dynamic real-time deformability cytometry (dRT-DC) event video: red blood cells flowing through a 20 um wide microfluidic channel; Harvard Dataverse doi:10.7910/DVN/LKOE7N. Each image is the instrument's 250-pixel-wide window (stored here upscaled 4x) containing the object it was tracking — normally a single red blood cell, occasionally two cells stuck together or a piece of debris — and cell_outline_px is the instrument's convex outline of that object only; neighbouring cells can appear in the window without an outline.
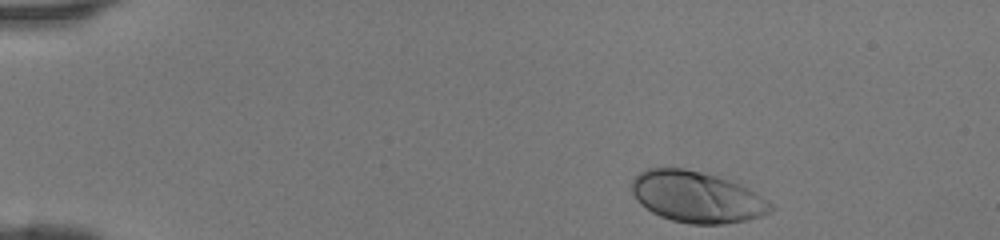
{"species": "human", "species_latin": "Homo sapiens", "temperature_condition": "room temperature", "stored_images_in_passage": 40, "camera_frame_rate_fps": 3000, "um_per_image_px": 0.085, "donor": {"sex": "female"}, "frame": {"image": 1, "passage_image": 1, "time_ms": 0.0, "image_size_px": [1000, 240], "cell_outline_px": [[776, 208], [760, 216], [748, 220], [724, 224], [692, 224], [672, 220], [660, 216], [652, 212], [640, 204], [636, 200], [632, 192], [632, 180], [640, 172], [648, 168], [684, 168], [716, 176], [728, 180], [748, 188], [772, 204]], "centroid_in_image_um": [59.21, 16.75], "position_along_channel_um": 25.8, "area_um2": 41.15}}
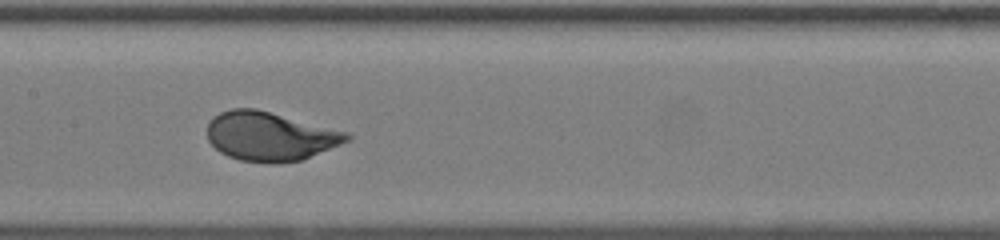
{"frame": {"image": 2, "passage_image": 18, "time_ms": 5.667, "image_size_px": [1000, 240], "cell_outline_px": [[352, 140], [304, 160], [280, 164], [276, 164], [240, 160], [228, 156], [220, 152], [208, 140], [208, 120], [212, 116], [220, 112], [232, 108], [256, 108], [348, 132], [352, 136]], "centroid_in_image_um": [22.98, 11.59], "position_along_channel_um": 184.4, "area_um2": 40.34}}
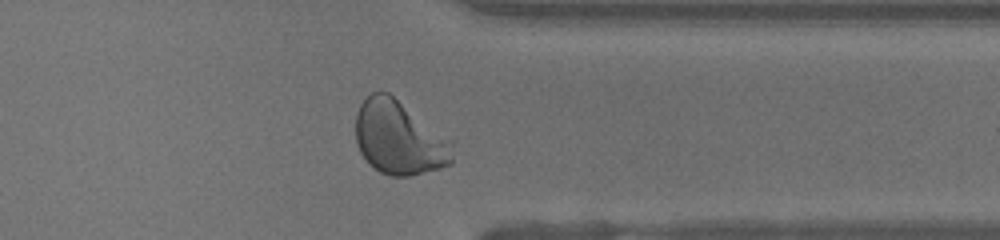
{"frame": {"image": 3, "passage_image": 31, "time_ms": 10.0, "image_size_px": [1000, 240], "cell_outline_px": [[456, 140], [452, 164], [440, 168], [408, 176], [392, 176], [380, 172], [368, 164], [360, 152], [356, 140], [356, 116], [360, 104], [372, 92], [388, 92], [456, 136]], "centroid_in_image_um": [34.07, 11.69], "position_along_channel_um": 377.3, "area_um2": 43.58}}